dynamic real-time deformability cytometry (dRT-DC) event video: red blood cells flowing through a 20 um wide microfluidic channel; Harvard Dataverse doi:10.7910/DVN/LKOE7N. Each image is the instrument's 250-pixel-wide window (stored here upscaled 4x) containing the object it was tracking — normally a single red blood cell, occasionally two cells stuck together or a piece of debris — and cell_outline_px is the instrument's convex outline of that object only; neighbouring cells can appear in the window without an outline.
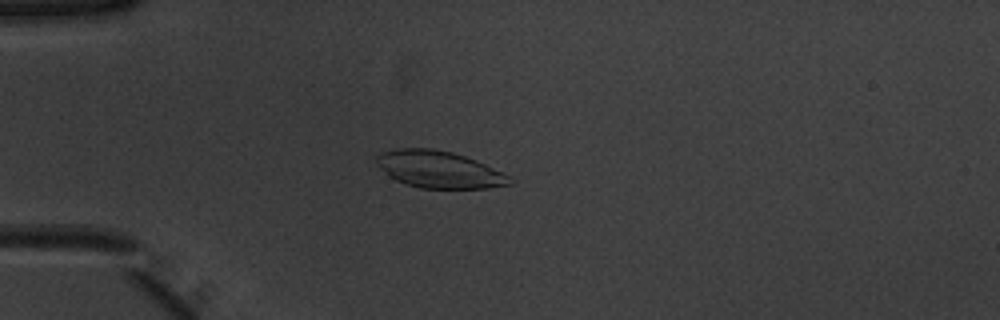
{"species": "common noctule bat (a hibernating species)", "species_latin": "Nyctalus noctula", "temperature_condition": "warm", "stored_images_in_passage": 52, "camera_frame_rate_fps": 3000, "um_per_image_px": 0.085, "animal": {"sex": "male", "body_mass_g": 20.1, "forearm_length_mm": 53.5}, "frame": {"image": 1, "passage_image": 15, "time_ms": 4.667, "image_size_px": [1000, 320], "cell_outline_px": [[512, 184], [488, 188], [420, 188], [396, 180], [388, 176], [376, 164], [376, 156], [380, 152], [392, 148], [432, 148], [452, 152], [476, 160], [504, 172], [512, 180]], "centroid_in_image_um": [37.29, 14.39], "position_along_channel_um": 47.7, "area_um2": 28.84}}
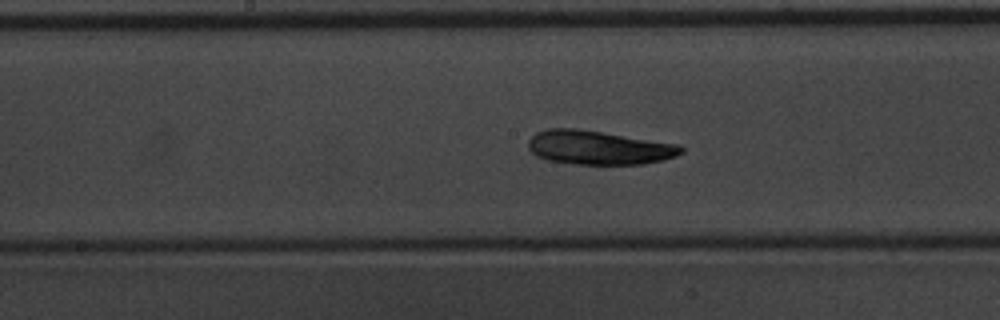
{"frame": {"image": 2, "passage_image": 28, "time_ms": 9.0, "image_size_px": [1000, 320], "cell_outline_px": [[684, 152], [676, 156], [664, 160], [644, 164], [576, 164], [548, 160], [536, 156], [528, 148], [528, 140], [536, 132], [548, 128], [580, 128], [680, 144], [684, 148]], "centroid_in_image_um": [50.91, 12.53], "position_along_channel_um": 197.3, "area_um2": 30.63}}
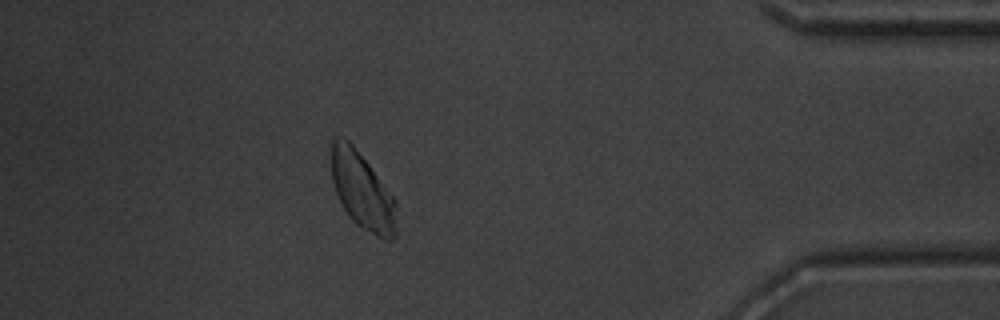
{"frame": {"image": 3, "passage_image": 47, "time_ms": 15.333, "image_size_px": [1000, 320], "cell_outline_px": [[396, 236], [392, 240], [384, 240], [376, 236], [356, 224], [348, 216], [336, 192], [332, 180], [332, 136], [344, 136], [352, 144], [368, 164], [396, 200]], "centroid_in_image_um": [30.8, 16.25], "position_along_channel_um": 404.4, "area_um2": 29.02}}